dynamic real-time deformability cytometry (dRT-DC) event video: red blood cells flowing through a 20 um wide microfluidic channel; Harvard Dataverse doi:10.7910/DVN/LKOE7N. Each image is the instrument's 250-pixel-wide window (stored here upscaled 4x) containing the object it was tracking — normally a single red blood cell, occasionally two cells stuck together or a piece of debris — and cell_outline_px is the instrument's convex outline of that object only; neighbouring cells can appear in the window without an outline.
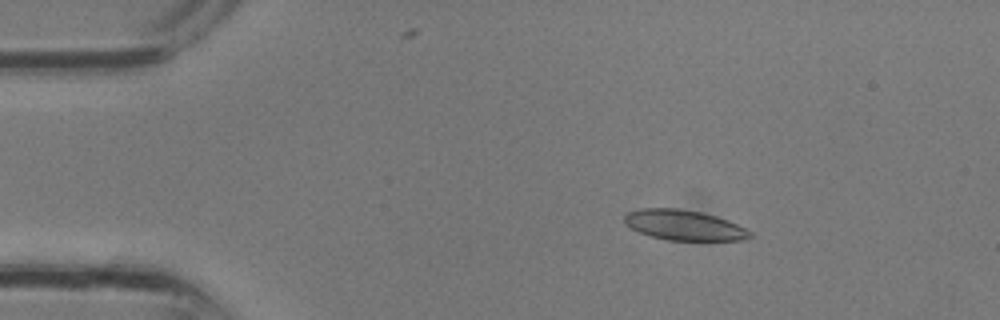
{"species": "common noctule bat (a hibernating species)", "species_latin": "Nyctalus noctula", "temperature_condition": "room temperature", "stored_images_in_passage": 2, "camera_frame_rate_fps": 3000, "um_per_image_px": 0.085, "animal": {"sex": "male", "body_mass_g": 13.3}, "frame": {"image": 1, "passage_image": 1, "time_ms": 0.0, "image_size_px": [1000, 320], "cell_outline_px": [[752, 236], [748, 240], [668, 240], [652, 236], [640, 232], [632, 228], [624, 220], [624, 216], [628, 212], [640, 208], [680, 208], [700, 212], [716, 216], [728, 220], [752, 232]], "centroid_in_image_um": [58.17, 19.13], "position_along_channel_um": 26.8, "area_um2": 21.96}}